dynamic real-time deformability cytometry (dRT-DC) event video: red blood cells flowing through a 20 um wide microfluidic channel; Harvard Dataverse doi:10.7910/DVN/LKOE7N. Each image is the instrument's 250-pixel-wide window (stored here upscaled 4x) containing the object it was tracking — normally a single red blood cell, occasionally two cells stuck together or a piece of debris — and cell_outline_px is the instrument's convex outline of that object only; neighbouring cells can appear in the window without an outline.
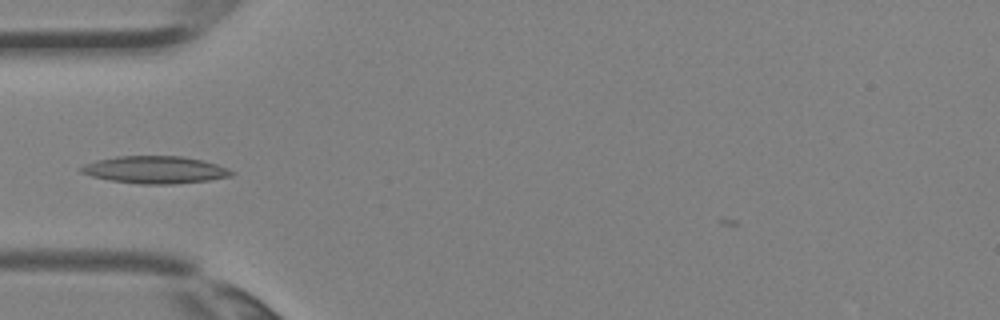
{"species": "Egyptian fruit bat (a non-hibernating species)", "species_latin": "Rousettus aegyptiacus", "temperature_condition": "room temperature", "stored_images_in_passage": 1, "camera_frame_rate_fps": 3000, "um_per_image_px": 0.085, "animal": {"sex": "female"}, "frame": {"image": 1, "passage_image": 1, "time_ms": 0.0, "image_size_px": [1000, 320], "cell_outline_px": [[236, 172], [232, 176], [208, 180], [172, 184], [140, 184], [112, 180], [92, 176], [80, 172], [80, 168], [84, 164], [96, 160], [116, 156], [184, 156], [204, 160], [228, 168]], "centroid_in_image_um": [13.21, 14.42], "position_along_channel_um": 71.8, "area_um2": 23.99}}